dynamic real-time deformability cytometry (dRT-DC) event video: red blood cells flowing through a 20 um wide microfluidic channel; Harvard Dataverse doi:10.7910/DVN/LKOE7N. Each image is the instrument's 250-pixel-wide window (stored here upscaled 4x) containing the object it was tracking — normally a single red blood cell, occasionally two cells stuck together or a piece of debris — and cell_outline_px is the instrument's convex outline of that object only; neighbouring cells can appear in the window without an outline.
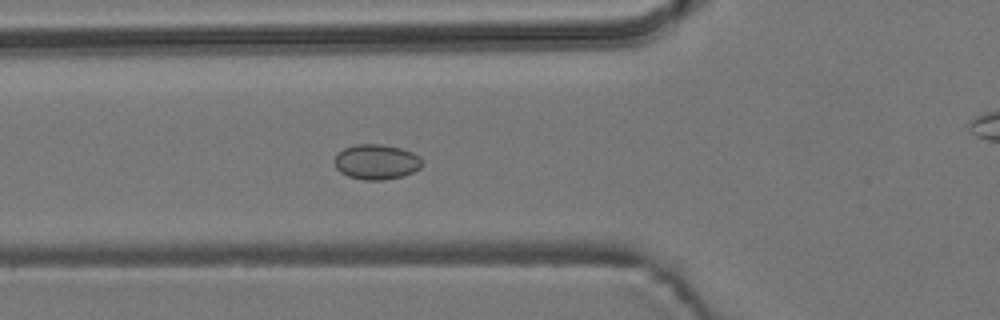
{"species": "common noctule bat (a hibernating species)", "species_latin": "Nyctalus noctula", "temperature_condition": "room temperature", "stored_images_in_passage": 6, "camera_frame_rate_fps": 3000, "um_per_image_px": 0.085, "animal": {"sex": "male", "body_mass_g": 19.2, "forearm_length_mm": 51.8}, "frame": {"image": 1, "passage_image": 5, "time_ms": 1.333, "image_size_px": [1000, 320], "cell_outline_px": [[424, 164], [420, 168], [404, 176], [384, 180], [364, 180], [348, 176], [340, 172], [336, 168], [336, 156], [344, 148], [356, 144], [380, 144], [400, 148], [412, 152], [420, 156]], "centroid_in_image_um": [32.04, 13.77], "position_along_channel_um": 93.8, "area_um2": 17.92}}